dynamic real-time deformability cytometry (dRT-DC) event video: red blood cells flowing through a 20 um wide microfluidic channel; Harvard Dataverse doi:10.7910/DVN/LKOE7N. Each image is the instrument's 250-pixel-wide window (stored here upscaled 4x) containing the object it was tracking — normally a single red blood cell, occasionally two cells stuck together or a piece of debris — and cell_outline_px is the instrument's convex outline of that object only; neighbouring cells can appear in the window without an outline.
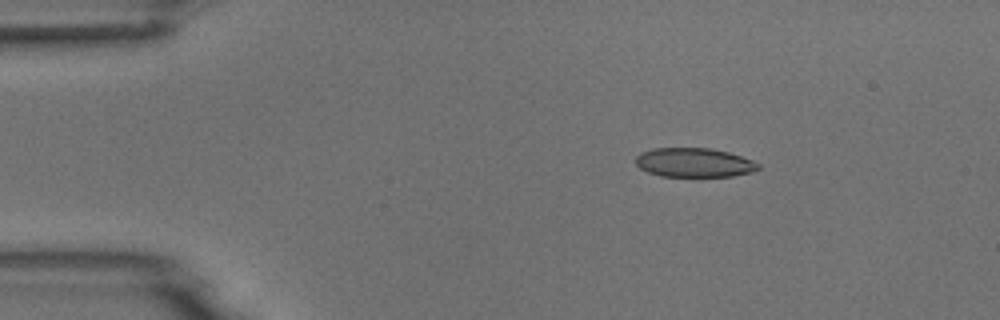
{"species": "common noctule bat (a hibernating species)", "species_latin": "Nyctalus noctula", "temperature_condition": "room temperature", "stored_images_in_passage": 46, "camera_frame_rate_fps": 3000, "um_per_image_px": 0.085, "animal": {"sex": "male", "body_mass_g": 18.8}, "frame": {"image": 1, "passage_image": 1, "time_ms": 0.0, "image_size_px": [1000, 320], "cell_outline_px": [[760, 168], [752, 172], [732, 176], [660, 176], [648, 172], [640, 168], [636, 164], [636, 156], [640, 152], [652, 148], [712, 148], [728, 152], [752, 160], [760, 164]], "centroid_in_image_um": [58.99, 13.81], "position_along_channel_um": 26.0, "area_um2": 20.87}}
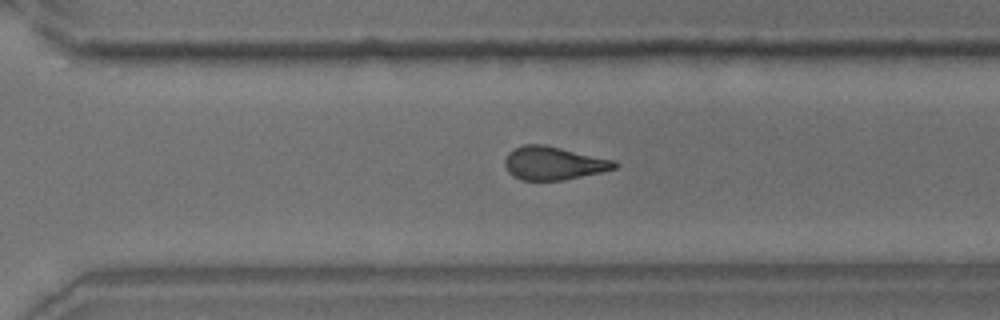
{"frame": {"image": 2, "passage_image": 30, "time_ms": 9.667, "image_size_px": [1000, 320], "cell_outline_px": [[620, 164], [616, 168], [600, 172], [564, 180], [520, 180], [512, 176], [508, 172], [504, 164], [504, 160], [508, 152], [524, 144], [544, 144], [616, 160]], "centroid_in_image_um": [47.05, 13.87], "position_along_channel_um": 323.5, "area_um2": 21.44}}
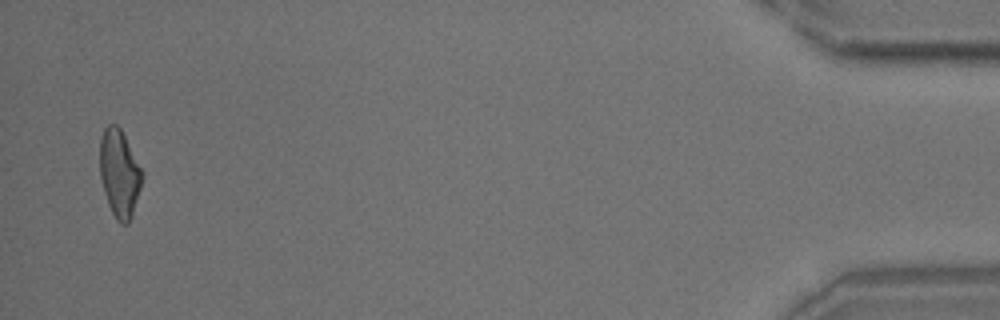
{"frame": {"image": 3, "passage_image": 45, "time_ms": 14.667, "image_size_px": [1000, 320], "cell_outline_px": [[144, 176], [132, 216], [128, 224], [120, 224], [116, 220], [108, 204], [104, 192], [100, 176], [100, 140], [104, 128], [108, 124], [116, 124], [120, 128], [144, 172]], "centroid_in_image_um": [10.16, 14.75], "position_along_channel_um": 425.0, "area_um2": 21.68}, "authors_computed_cell_mechanics": {"area_um2": 21.9062, "velocity_mm_per_s": 3.7362, "shape_relaxation_time_tau1_ms": 9.6243, "shape_relaxation_time_tau2_ms": 2.8159, "deformation_change_tau1": 0.2192, "deformation_change_tau2": 0.1183}}